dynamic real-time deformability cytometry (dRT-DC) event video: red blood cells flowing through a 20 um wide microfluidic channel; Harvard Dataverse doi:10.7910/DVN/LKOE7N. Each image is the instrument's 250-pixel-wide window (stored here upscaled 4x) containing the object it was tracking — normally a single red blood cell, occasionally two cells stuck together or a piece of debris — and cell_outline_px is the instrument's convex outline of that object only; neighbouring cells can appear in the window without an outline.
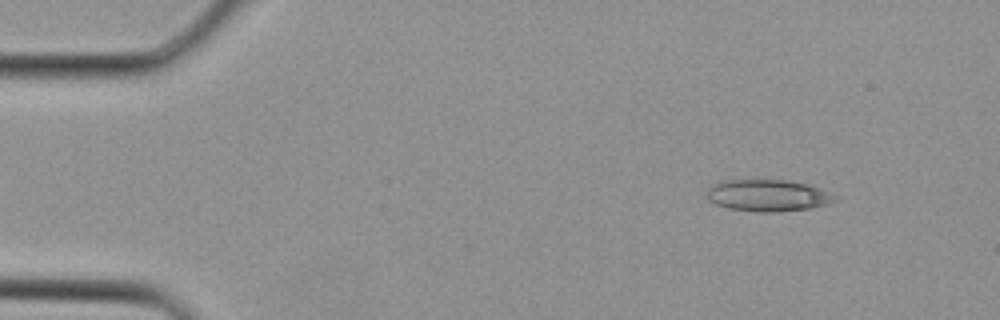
{"species": "Egyptian fruit bat (a non-hibernating species)", "species_latin": "Rousettus aegyptiacus", "temperature_condition": "cold", "stored_images_in_passage": 2, "camera_frame_rate_fps": 3000, "um_per_image_px": 0.085, "animal": {"sex": "female"}, "frame": {"image": 1, "passage_image": 2, "time_ms": 0.333, "image_size_px": [1000, 320], "cell_outline_px": [[836, 200], [824, 204], [808, 208], [772, 212], [756, 212], [728, 208], [716, 204], [708, 200], [708, 188], [712, 184], [720, 180], [788, 180], [808, 184], [820, 188], [836, 196]], "centroid_in_image_um": [65.22, 16.6], "position_along_channel_um": 19.8, "area_um2": 23.52}}